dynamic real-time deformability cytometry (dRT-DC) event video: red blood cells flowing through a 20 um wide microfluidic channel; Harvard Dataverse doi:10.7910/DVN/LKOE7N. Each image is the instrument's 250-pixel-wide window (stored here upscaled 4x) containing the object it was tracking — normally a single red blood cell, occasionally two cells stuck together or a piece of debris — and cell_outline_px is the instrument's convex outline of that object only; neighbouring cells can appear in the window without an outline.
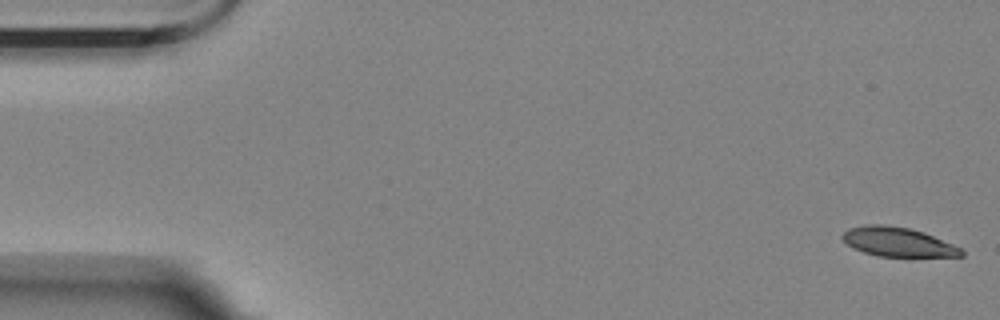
{"species": "Egyptian fruit bat (a non-hibernating species)", "species_latin": "Rousettus aegyptiacus", "temperature_condition": "room temperature", "stored_images_in_passage": 11, "camera_frame_rate_fps": 3000, "um_per_image_px": 0.085, "animal": {"sex": "female"}, "frame": {"image": 1, "passage_image": 1, "time_ms": 0.0, "image_size_px": [1000, 320], "cell_outline_px": [[964, 256], [880, 256], [864, 252], [852, 248], [840, 236], [848, 228], [868, 224], [884, 224], [908, 228], [924, 232], [952, 244], [960, 248], [964, 252]], "centroid_in_image_um": [76.29, 20.55], "position_along_channel_um": 8.7, "area_um2": 20.06}}
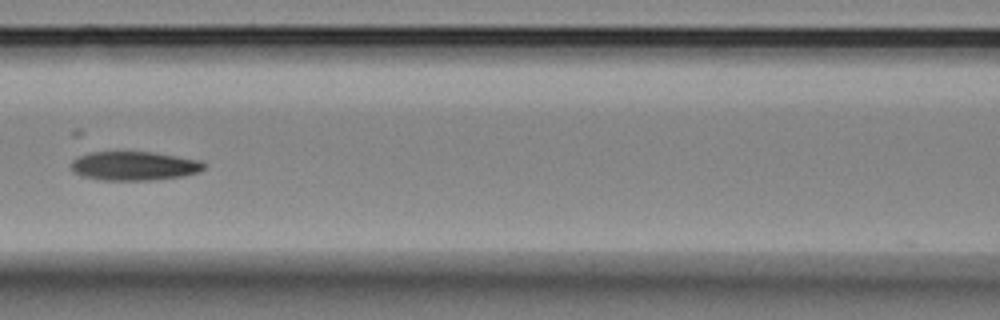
{"frame": {"image": 2, "passage_image": 7, "time_ms": 8.0, "image_size_px": [1000, 320], "cell_outline_px": [[204, 168], [200, 172], [180, 176], [148, 180], [100, 180], [80, 176], [72, 168], [72, 160], [80, 156], [92, 152], [152, 152], [204, 160]], "centroid_in_image_um": [11.44, 14.1], "position_along_channel_um": 155.2, "area_um2": 22.31}}
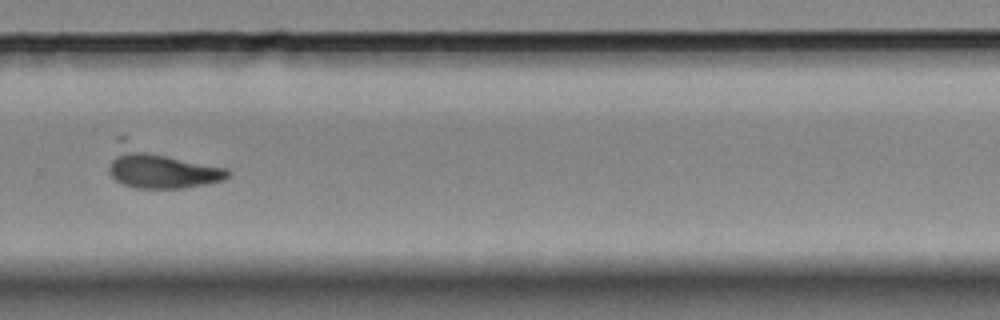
{"frame": {"image": 3, "passage_image": 11, "time_ms": 12.667, "image_size_px": [1000, 320], "cell_outline_px": [[228, 176], [224, 180], [184, 188], [136, 188], [124, 184], [116, 180], [108, 172], [108, 164], [116, 136], [124, 136], [228, 168]], "centroid_in_image_um": [13.53, 14.17], "position_along_channel_um": 316.3, "area_um2": 29.59}}